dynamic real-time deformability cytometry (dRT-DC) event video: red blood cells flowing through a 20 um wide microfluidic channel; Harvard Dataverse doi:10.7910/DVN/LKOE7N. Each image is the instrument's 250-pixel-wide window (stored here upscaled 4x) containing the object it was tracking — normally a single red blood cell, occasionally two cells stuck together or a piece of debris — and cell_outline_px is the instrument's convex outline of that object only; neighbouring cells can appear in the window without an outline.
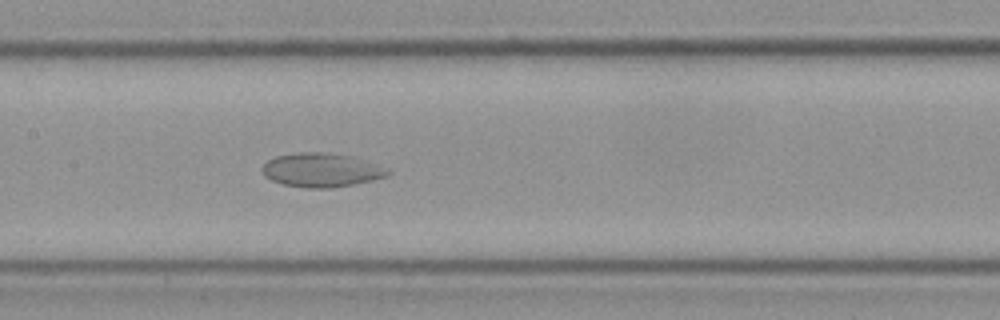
{"species": "Egyptian fruit bat (a non-hibernating species)", "species_latin": "Rousettus aegyptiacus", "temperature_condition": "cold", "stored_images_in_passage": 51, "camera_frame_rate_fps": 3000, "um_per_image_px": 0.085, "frame": {"image": 1, "passage_image": 29, "time_ms": 9.333, "image_size_px": [1000, 320], "cell_outline_px": [[392, 172], [388, 176], [372, 180], [332, 188], [308, 188], [284, 184], [272, 180], [264, 176], [260, 168], [268, 160], [276, 156], [296, 152], [328, 152], [352, 156]], "centroid_in_image_um": [27.25, 14.45], "position_along_channel_um": 180.1, "area_um2": 24.57}}
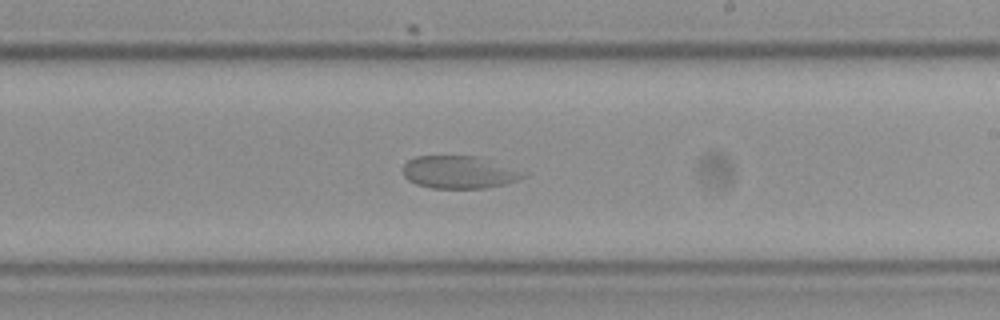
{"frame": {"image": 2, "passage_image": 35, "time_ms": 11.333, "image_size_px": [1000, 320], "cell_outline_px": [[528, 172], [524, 176], [516, 180], [504, 184], [484, 188], [432, 188], [416, 184], [408, 180], [404, 176], [404, 164], [408, 160], [416, 156], [476, 156]], "centroid_in_image_um": [39.02, 14.64], "position_along_channel_um": 250.0, "area_um2": 22.72}}
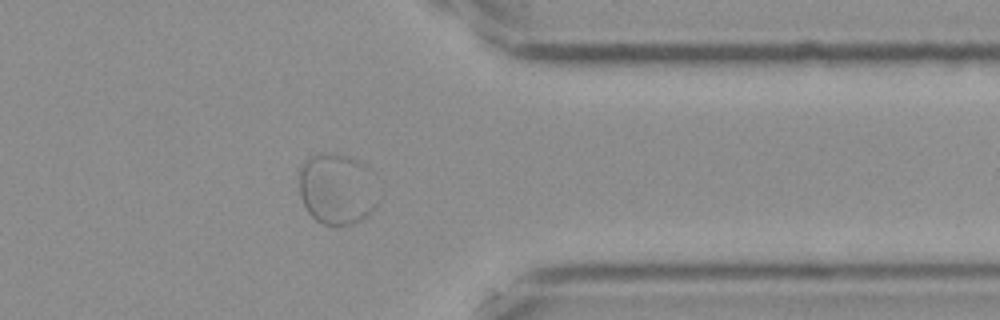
{"frame": {"image": 3, "passage_image": 47, "time_ms": 15.333, "image_size_px": [1000, 320], "cell_outline_px": [[376, 204], [368, 216], [352, 224], [324, 224], [316, 220], [308, 212], [300, 196], [300, 168], [304, 160], [312, 152], [332, 152], [348, 156], [364, 164], [372, 172]], "centroid_in_image_um": [28.6, 16.01], "position_along_channel_um": 382.8, "area_um2": 32.83}}